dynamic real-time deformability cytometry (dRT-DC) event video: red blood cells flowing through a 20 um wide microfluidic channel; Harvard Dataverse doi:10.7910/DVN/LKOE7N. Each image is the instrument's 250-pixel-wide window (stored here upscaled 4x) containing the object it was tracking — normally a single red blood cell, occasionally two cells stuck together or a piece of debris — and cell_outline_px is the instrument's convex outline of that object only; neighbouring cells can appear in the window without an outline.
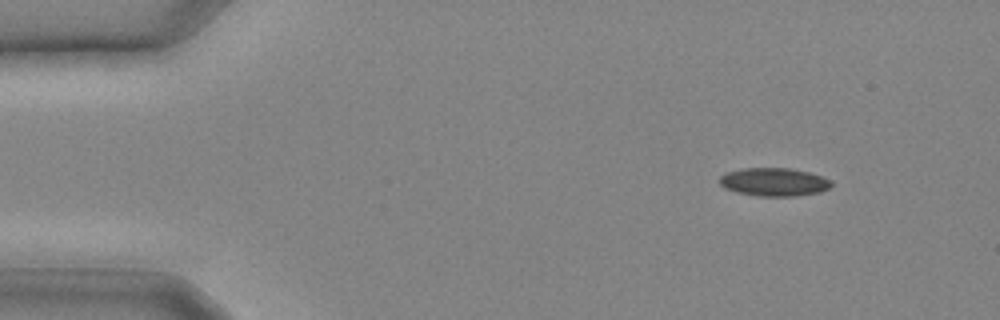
{"species": "common noctule bat (a hibernating species)", "species_latin": "Nyctalus noctula", "temperature_condition": "cold", "stored_images_in_passage": 11, "camera_frame_rate_fps": 3000, "um_per_image_px": 0.085, "animal": {"sex": "male", "body_mass_g": 20.4}, "frame": {"image": 1, "passage_image": 1, "time_ms": 0.0, "image_size_px": [1000, 320], "cell_outline_px": [[832, 184], [828, 188], [820, 192], [792, 196], [756, 196], [736, 192], [724, 188], [720, 184], [720, 176], [728, 172], [740, 168], [792, 168], [808, 172], [832, 180]], "centroid_in_image_um": [65.77, 15.47], "position_along_channel_um": 19.2, "area_um2": 18.38}}
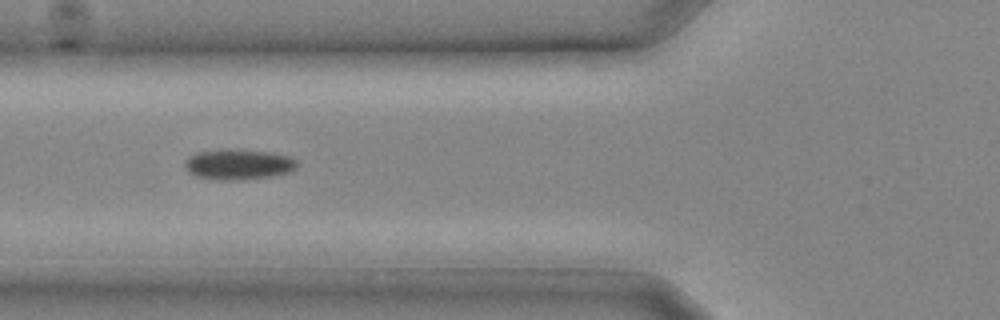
{"frame": {"image": 2, "passage_image": 8, "time_ms": 2.333, "image_size_px": [1000, 320], "cell_outline_px": [[296, 168], [288, 172], [272, 176], [240, 180], [216, 180], [196, 176], [188, 172], [184, 164], [188, 156], [196, 152], [224, 148], [228, 148], [268, 152], [292, 156], [296, 160]], "centroid_in_image_um": [20.23, 13.96], "position_along_channel_um": 105.6, "area_um2": 20.17}}
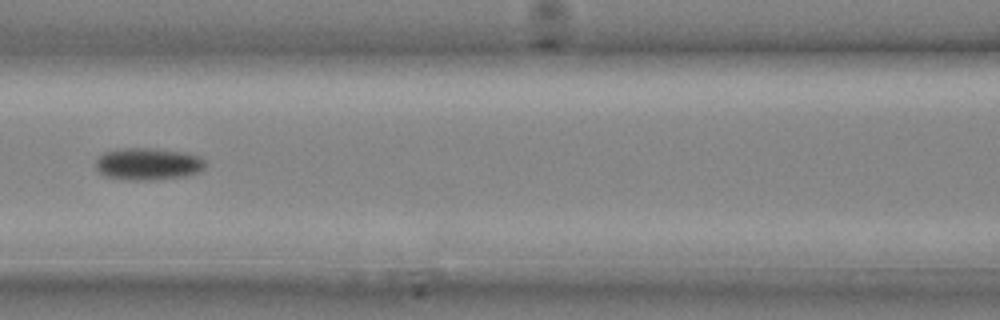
{"frame": {"image": 3, "passage_image": 10, "time_ms": 3.0, "image_size_px": [1000, 320], "cell_outline_px": [[208, 164], [204, 168], [188, 176], [152, 180], [128, 180], [104, 176], [96, 172], [96, 156], [104, 152], [124, 148], [152, 148], [180, 152], [200, 156]], "centroid_in_image_um": [12.54, 13.94], "position_along_channel_um": 154.1, "area_um2": 20.75}}